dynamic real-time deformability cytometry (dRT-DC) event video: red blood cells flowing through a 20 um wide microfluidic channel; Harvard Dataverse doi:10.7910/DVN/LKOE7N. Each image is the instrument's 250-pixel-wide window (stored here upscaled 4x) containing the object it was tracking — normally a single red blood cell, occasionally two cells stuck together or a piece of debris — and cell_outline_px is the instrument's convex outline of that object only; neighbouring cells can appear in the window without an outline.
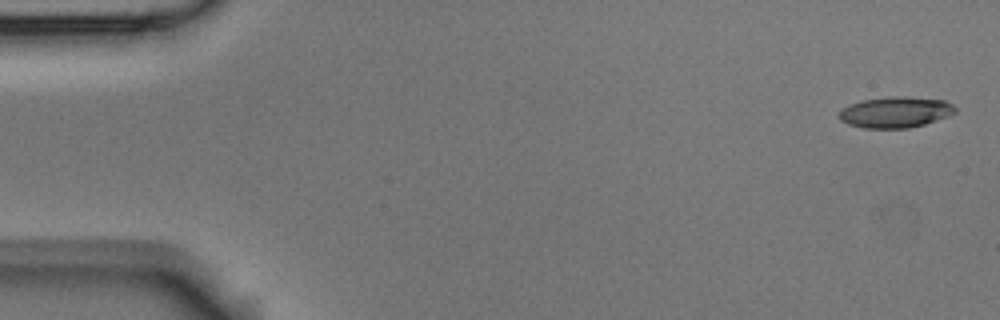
{"species": "Egyptian fruit bat (a non-hibernating species)", "species_latin": "Rousettus aegyptiacus", "temperature_condition": "room temperature", "stored_images_in_passage": 5, "camera_frame_rate_fps": 3000, "um_per_image_px": 0.085, "animal": {"sex": "male"}, "frame": {"image": 1, "passage_image": 1, "time_ms": 0.0, "image_size_px": [1000, 320], "cell_outline_px": [[956, 112], [948, 116], [924, 124], [908, 128], [864, 128], [848, 124], [840, 120], [840, 112], [844, 108], [860, 100], [892, 96], [904, 96], [944, 100], [952, 104], [956, 108]], "centroid_in_image_um": [76.13, 9.53], "position_along_channel_um": 8.9, "area_um2": 20.81}}
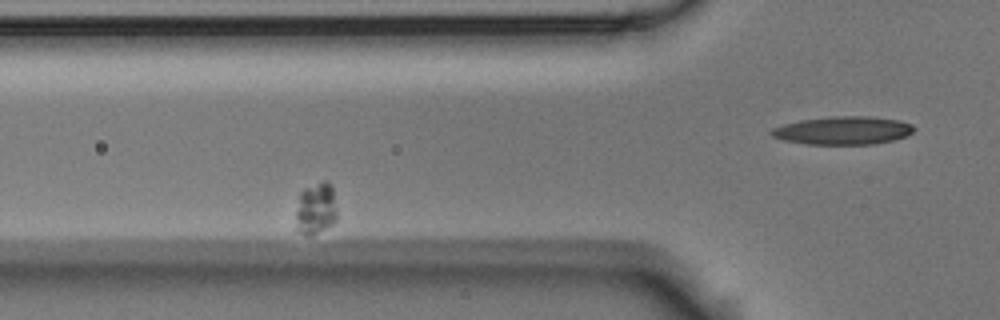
{"frame": {"image": 2, "passage_image": 5, "time_ms": 1.333, "image_size_px": [1000, 320], "cell_outline_px": [[336, 220], [332, 224], [312, 236], [304, 236], [296, 228], [296, 212], [300, 192], [304, 188], [324, 180], [328, 180], [332, 184], [336, 208]], "centroid_in_image_um": [26.85, 17.72], "position_along_channel_um": 99.0, "area_um2": 12.66}}